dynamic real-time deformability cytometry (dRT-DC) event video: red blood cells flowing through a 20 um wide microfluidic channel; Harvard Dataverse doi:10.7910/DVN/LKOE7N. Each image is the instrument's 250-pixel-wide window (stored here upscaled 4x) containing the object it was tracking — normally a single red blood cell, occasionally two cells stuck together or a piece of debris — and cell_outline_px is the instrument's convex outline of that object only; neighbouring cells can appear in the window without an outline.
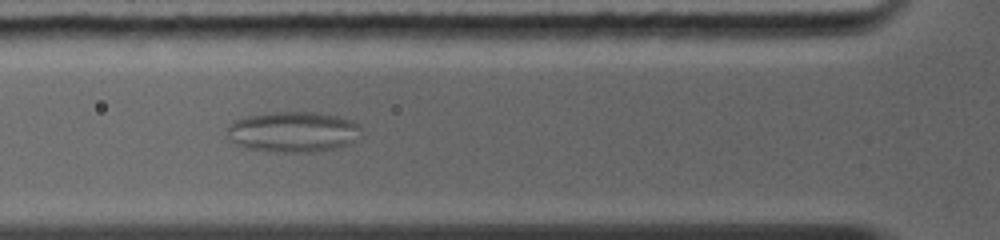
{"species": "common noctule bat (a hibernating species)", "species_latin": "Nyctalus noctula", "temperature_condition": "warm", "stored_images_in_passage": 73, "camera_frame_rate_fps": 5000, "um_per_image_px": 0.085, "animal": {"sex": "female", "body_mass_g": 19.0, "forearm_length_mm": 56.7}, "frame": {"image": 1, "passage_image": 17, "time_ms": 4.0, "image_size_px": [1000, 240], "cell_outline_px": [[360, 128], [348, 144], [336, 148], [312, 152], [276, 152], [248, 148], [236, 144], [232, 140], [228, 132], [228, 124], [232, 120], [248, 116], [268, 112], [320, 112], [340, 116], [352, 120], [360, 124]], "centroid_in_image_um": [24.88, 11.19], "position_along_channel_um": 100.9, "area_um2": 31.56}}
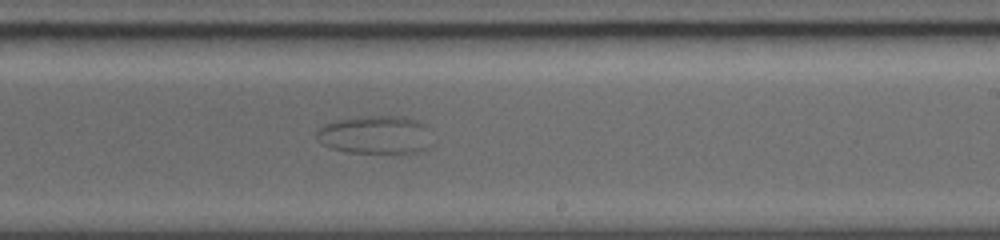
{"frame": {"image": 2, "passage_image": 36, "time_ms": 8.0, "image_size_px": [1000, 240], "cell_outline_px": [[432, 144], [428, 148], [420, 152], [348, 152], [328, 148], [316, 136], [316, 132], [324, 124], [332, 120], [364, 116], [400, 116], [416, 120], [424, 124]], "centroid_in_image_um": [31.89, 11.45], "position_along_channel_um": 257.1, "area_um2": 25.61}}
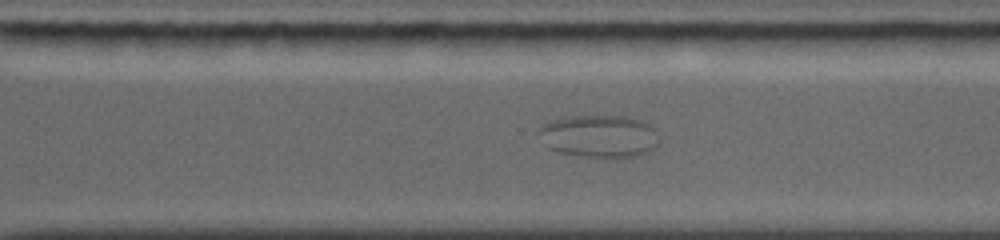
{"frame": {"image": 3, "passage_image": 43, "time_ms": 9.6, "image_size_px": [1000, 240], "cell_outline_px": [[660, 144], [656, 148], [640, 156], [584, 156], [560, 152], [548, 148], [536, 132], [544, 124], [552, 120], [572, 116], [624, 116], [640, 120], [648, 124], [652, 128], [660, 140]], "centroid_in_image_um": [50.94, 11.57], "position_along_channel_um": 319.7, "area_um2": 29.59}}